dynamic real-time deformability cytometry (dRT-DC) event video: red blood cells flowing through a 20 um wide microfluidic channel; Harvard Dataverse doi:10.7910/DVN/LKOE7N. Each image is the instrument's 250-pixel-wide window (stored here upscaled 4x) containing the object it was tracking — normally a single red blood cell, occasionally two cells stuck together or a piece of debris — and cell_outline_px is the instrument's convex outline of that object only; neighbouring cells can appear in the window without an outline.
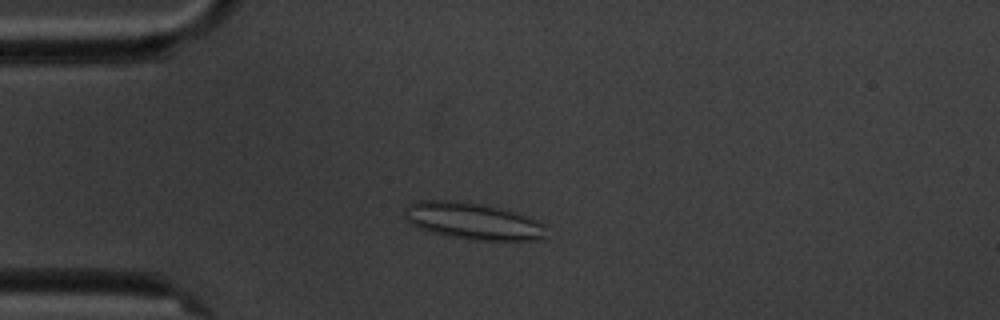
{"species": "common noctule bat (a hibernating species)", "species_latin": "Nyctalus noctula", "temperature_condition": "cold", "stored_images_in_passage": 7, "camera_frame_rate_fps": 3000, "um_per_image_px": 0.085, "animal": {"sex": "male", "body_mass_g": 20.1, "forearm_length_mm": 53.5}, "frame": {"image": 1, "passage_image": 4, "time_ms": 3.667, "image_size_px": [1000, 320], "cell_outline_px": [[548, 224], [544, 236], [540, 240], [480, 240], [432, 232], [420, 228], [404, 220], [404, 208], [408, 204], [420, 200], [448, 200], [476, 204], [516, 212], [528, 216]], "centroid_in_image_um": [40.22, 18.79], "position_along_channel_um": 44.8, "area_um2": 30.0}}
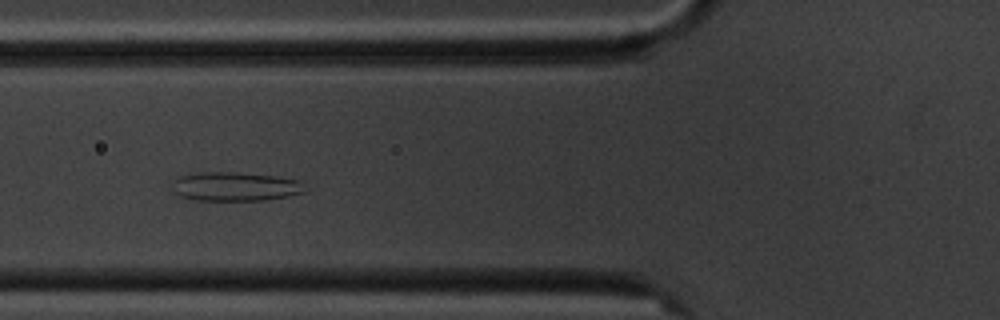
{"frame": {"image": 2, "passage_image": 6, "time_ms": 6.0, "image_size_px": [1000, 320], "cell_outline_px": [[304, 192], [288, 196], [264, 200], [196, 200], [180, 196], [176, 192], [172, 184], [172, 180], [180, 176], [204, 172], [236, 172], [276, 176], [304, 180]], "centroid_in_image_um": [20.04, 15.85], "position_along_channel_um": 105.8, "area_um2": 22.43}}